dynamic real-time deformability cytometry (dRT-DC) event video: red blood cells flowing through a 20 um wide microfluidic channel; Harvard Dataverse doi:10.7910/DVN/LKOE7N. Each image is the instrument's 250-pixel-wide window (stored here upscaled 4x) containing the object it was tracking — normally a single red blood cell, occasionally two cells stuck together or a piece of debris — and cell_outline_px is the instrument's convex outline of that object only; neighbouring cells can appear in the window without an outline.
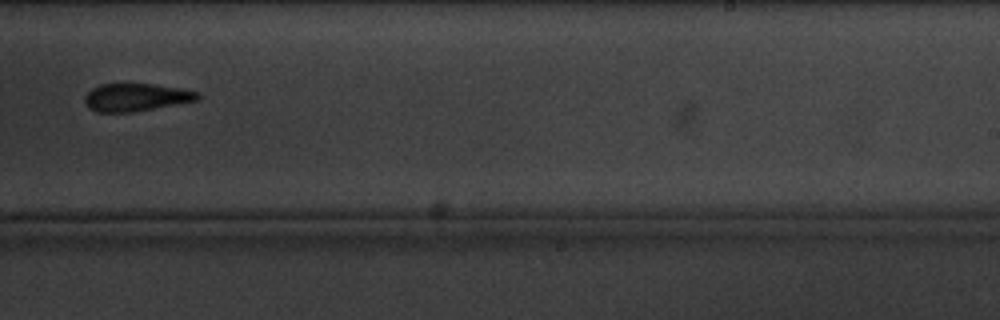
{"species": "common noctule bat (a hibernating species)", "species_latin": "Nyctalus noctula", "temperature_condition": "cold", "stored_images_in_passage": 10, "camera_frame_rate_fps": 3000, "um_per_image_px": 0.085, "animal": {"sex": "male", "body_mass_g": 20.1, "forearm_length_mm": 53.5}, "frame": {"image": 1, "passage_image": 10, "time_ms": 10.333, "image_size_px": [1000, 320], "cell_outline_px": [[200, 100], [132, 112], [96, 112], [88, 108], [84, 100], [84, 96], [92, 88], [100, 84], [152, 84], [180, 88], [200, 92]], "centroid_in_image_um": [11.57, 8.27], "position_along_channel_um": 277.4, "area_um2": 18.32}}